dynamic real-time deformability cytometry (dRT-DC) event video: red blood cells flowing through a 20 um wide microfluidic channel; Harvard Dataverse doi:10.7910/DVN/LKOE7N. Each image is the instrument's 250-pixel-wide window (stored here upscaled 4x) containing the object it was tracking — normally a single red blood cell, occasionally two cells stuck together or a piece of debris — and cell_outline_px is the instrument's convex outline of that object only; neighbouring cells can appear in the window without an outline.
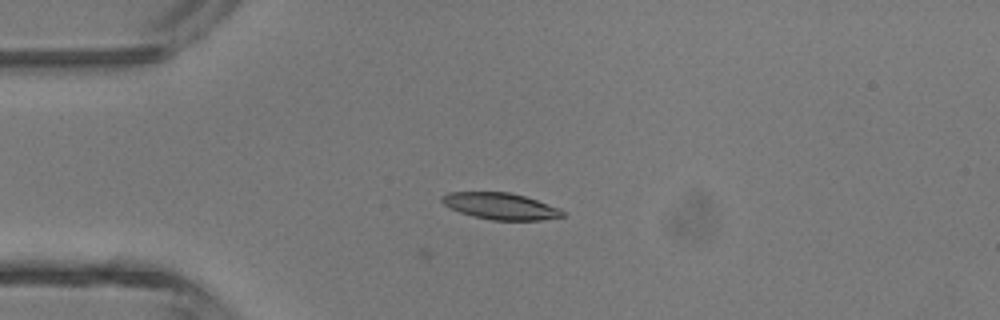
{"species": "common noctule bat (a hibernating species)", "species_latin": "Nyctalus noctula", "temperature_condition": "room temperature", "stored_images_in_passage": 3, "camera_frame_rate_fps": 3000, "um_per_image_px": 0.085, "animal": {"sex": "male", "body_mass_g": 13.3}, "frame": {"image": 1, "passage_image": 3, "time_ms": 2.333, "image_size_px": [1000, 320], "cell_outline_px": [[564, 216], [540, 220], [492, 220], [472, 216], [460, 212], [444, 204], [440, 200], [440, 196], [448, 192], [508, 192], [524, 196], [560, 208], [564, 212]], "centroid_in_image_um": [42.52, 17.52], "position_along_channel_um": 42.5, "area_um2": 18.55}}